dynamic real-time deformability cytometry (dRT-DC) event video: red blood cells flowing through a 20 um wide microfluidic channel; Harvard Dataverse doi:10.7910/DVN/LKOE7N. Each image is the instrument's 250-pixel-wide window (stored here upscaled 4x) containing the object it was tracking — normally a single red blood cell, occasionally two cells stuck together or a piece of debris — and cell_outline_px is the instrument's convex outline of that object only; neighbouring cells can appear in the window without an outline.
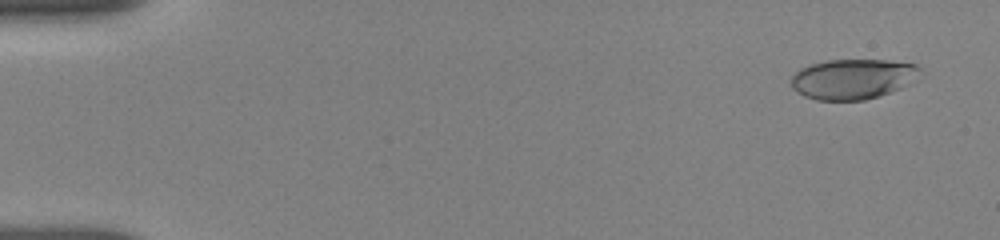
{"species": "human", "species_latin": "Homo sapiens", "temperature_condition": "room temperature", "stored_images_in_passage": 34, "camera_frame_rate_fps": 3000, "um_per_image_px": 0.085, "donor": {"sex": "female"}, "frame": {"image": 1, "passage_image": 2, "time_ms": 0.333, "image_size_px": [1000, 240], "cell_outline_px": [[920, 68], [900, 88], [864, 100], [816, 100], [804, 96], [796, 92], [792, 88], [792, 76], [800, 68], [812, 64], [828, 60], [884, 60], [916, 64]], "centroid_in_image_um": [72.36, 6.71], "position_along_channel_um": 12.6, "area_um2": 29.36}}
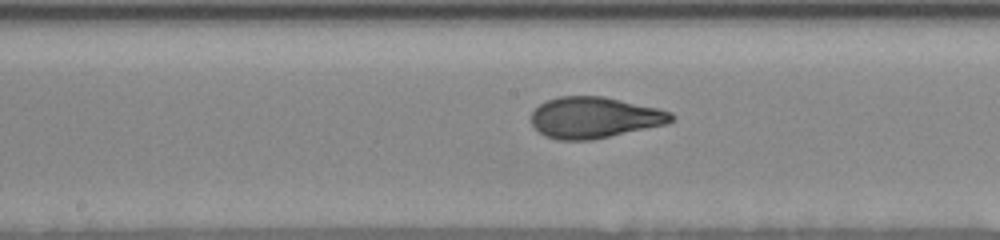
{"frame": {"image": 2, "passage_image": 19, "time_ms": 8.667, "image_size_px": [1000, 240], "cell_outline_px": [[676, 120], [668, 124], [592, 140], [556, 140], [544, 136], [532, 124], [532, 112], [540, 104], [548, 100], [560, 96], [604, 96], [660, 108], [672, 112], [676, 116]], "centroid_in_image_um": [50.59, 9.99], "position_along_channel_um": 197.6, "area_um2": 33.93}}
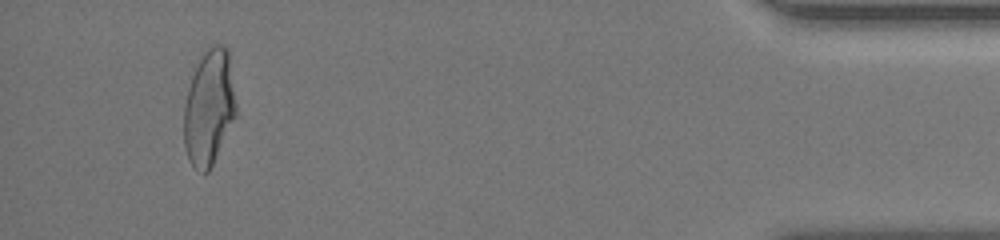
{"frame": {"image": 3, "passage_image": 33, "time_ms": 16.0, "image_size_px": [1000, 240], "cell_outline_px": [[236, 116], [208, 172], [204, 172], [196, 168], [188, 160], [184, 148], [184, 108], [192, 64], [212, 44], [224, 44], [228, 48], [236, 104]], "centroid_in_image_um": [17.74, 9.05], "position_along_channel_um": 417.5, "area_um2": 35.55}, "authors_computed_cell_mechanics": {"area_um2": 33.3795, "velocity_mm_per_s": 3.8328, "shape_relaxation_time_tau1_ms": 3.9866, "shape_relaxation_time_tau2_ms": null, "deformation_change_tau1": 0.1721, "deformation_change_tau2": null}}